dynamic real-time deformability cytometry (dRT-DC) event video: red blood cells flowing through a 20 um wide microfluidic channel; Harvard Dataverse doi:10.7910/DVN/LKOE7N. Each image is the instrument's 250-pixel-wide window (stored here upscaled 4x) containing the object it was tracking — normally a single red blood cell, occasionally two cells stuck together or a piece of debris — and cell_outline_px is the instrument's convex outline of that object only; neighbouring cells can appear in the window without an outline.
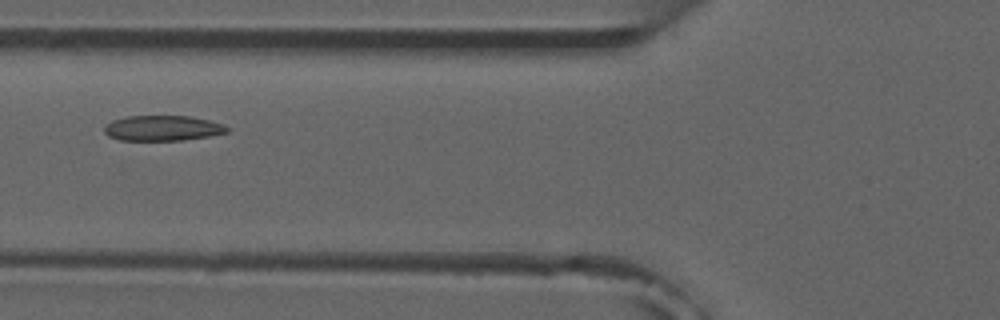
{"species": "common noctule bat (a hibernating species)", "species_latin": "Nyctalus noctula", "temperature_condition": "room temperature", "stored_images_in_passage": 4, "camera_frame_rate_fps": 3000, "um_per_image_px": 0.085, "animal": {"sex": "male", "forearm_length_mm": 52.5}, "frame": {"image": 1, "passage_image": 4, "time_ms": 4.333, "image_size_px": [1000, 320], "cell_outline_px": [[228, 132], [208, 136], [184, 140], [120, 140], [108, 136], [104, 132], [104, 124], [112, 120], [128, 116], [188, 116], [208, 120], [224, 124], [228, 128]], "centroid_in_image_um": [13.78, 10.89], "position_along_channel_um": 112.0, "area_um2": 18.09}}